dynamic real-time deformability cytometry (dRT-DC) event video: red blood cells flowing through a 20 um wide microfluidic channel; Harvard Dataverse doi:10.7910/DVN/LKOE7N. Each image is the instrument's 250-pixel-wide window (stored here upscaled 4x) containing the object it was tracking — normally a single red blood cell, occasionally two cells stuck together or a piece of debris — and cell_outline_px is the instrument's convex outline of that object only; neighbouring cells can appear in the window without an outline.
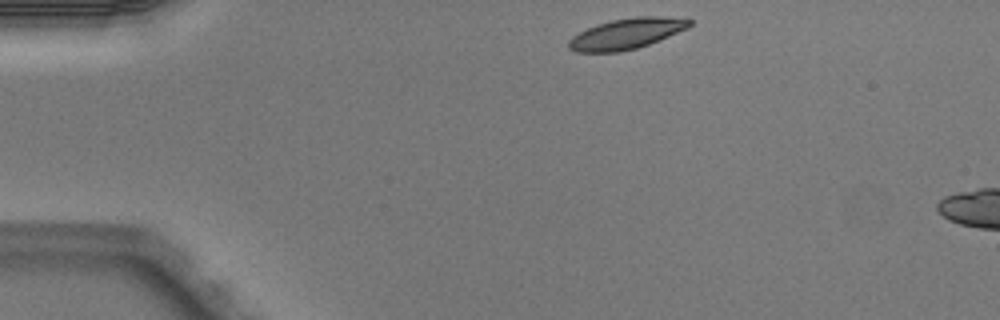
{"species": "Egyptian fruit bat (a non-hibernating species)", "species_latin": "Rousettus aegyptiacus", "temperature_condition": "warm", "stored_images_in_passage": 2, "camera_frame_rate_fps": 3000, "um_per_image_px": 0.085, "animal": {"sex": "male"}, "frame": {"image": 1, "passage_image": 1, "time_ms": 0.0, "image_size_px": [1000, 320], "cell_outline_px": [[692, 24], [688, 28], [648, 44], [636, 48], [620, 52], [576, 52], [568, 48], [568, 40], [572, 36], [596, 24], [612, 20], [636, 16], [660, 16], [692, 20]], "centroid_in_image_um": [53.22, 2.86], "position_along_channel_um": 31.8, "area_um2": 21.44}}